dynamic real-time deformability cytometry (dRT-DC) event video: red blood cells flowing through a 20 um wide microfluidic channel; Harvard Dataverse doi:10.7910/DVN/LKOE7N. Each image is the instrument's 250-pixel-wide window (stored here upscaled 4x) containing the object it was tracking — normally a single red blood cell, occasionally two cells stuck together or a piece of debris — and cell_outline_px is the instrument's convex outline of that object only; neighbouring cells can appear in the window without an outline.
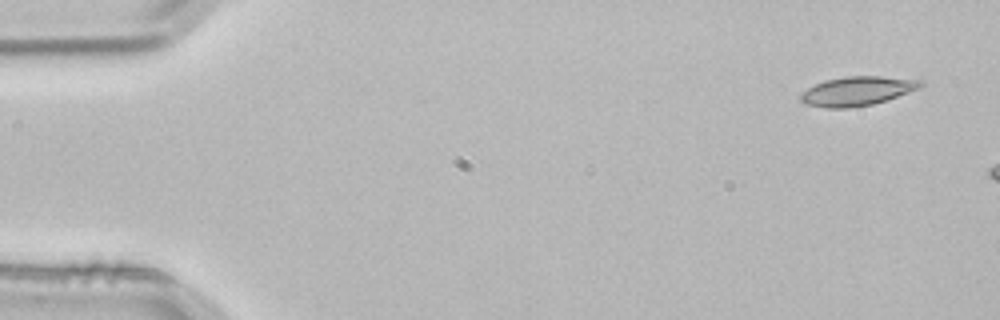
{"species": "common noctule bat (a hibernating species)", "species_latin": "Nyctalus noctula", "temperature_condition": "room temperature", "stored_images_in_passage": 3, "camera_frame_rate_fps": 3000, "um_per_image_px": 0.085, "animal": {"sex": "male", "body_mass_g": 21.5, "forearm_length_mm": 52.0}, "frame": {"image": 1, "passage_image": 1, "time_ms": 0.0, "image_size_px": [1000, 320], "cell_outline_px": [[924, 84], [920, 88], [872, 104], [848, 108], [824, 108], [804, 104], [800, 100], [800, 96], [808, 88], [824, 80], [848, 76], [880, 76], [924, 80]], "centroid_in_image_um": [72.85, 7.74], "position_along_channel_um": 12.1, "area_um2": 20.23}}